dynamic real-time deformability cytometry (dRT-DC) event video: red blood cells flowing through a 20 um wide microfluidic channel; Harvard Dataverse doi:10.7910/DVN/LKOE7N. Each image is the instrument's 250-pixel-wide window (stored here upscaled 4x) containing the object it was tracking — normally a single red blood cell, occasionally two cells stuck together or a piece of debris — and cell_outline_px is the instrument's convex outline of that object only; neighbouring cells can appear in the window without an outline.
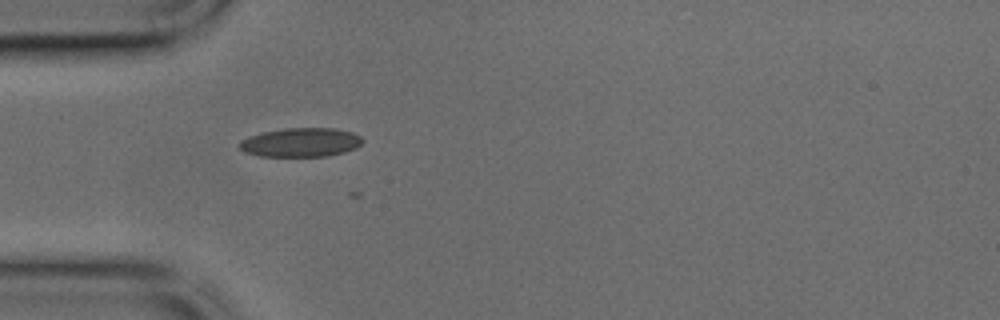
{"species": "common noctule bat (a hibernating species)", "species_latin": "Nyctalus noctula", "temperature_condition": "cold", "stored_images_in_passage": 25, "camera_frame_rate_fps": 3000, "um_per_image_px": 0.085, "animal": {"sex": "male", "body_mass_g": 17.9, "forearm_length_mm": 54.2}, "frame": {"image": 1, "passage_image": 1, "time_ms": 0.0, "image_size_px": [1000, 320], "cell_outline_px": [[364, 140], [356, 148], [344, 152], [328, 156], [260, 156], [244, 152], [236, 144], [240, 140], [248, 136], [260, 132], [284, 128], [332, 128], [352, 132], [360, 136]], "centroid_in_image_um": [25.52, 12.1], "position_along_channel_um": 59.5, "area_um2": 20.98}}